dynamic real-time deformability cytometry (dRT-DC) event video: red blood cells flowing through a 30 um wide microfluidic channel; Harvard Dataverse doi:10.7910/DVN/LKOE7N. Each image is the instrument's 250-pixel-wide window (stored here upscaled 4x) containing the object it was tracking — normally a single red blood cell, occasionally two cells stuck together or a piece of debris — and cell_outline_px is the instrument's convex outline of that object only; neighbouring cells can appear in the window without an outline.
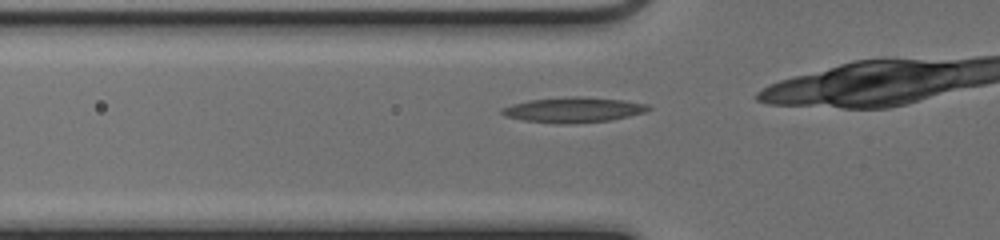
{"species": "common noctule bat (a hibernating species)", "species_latin": "Nyctalus noctula", "temperature_condition": "cold", "stored_images_in_passage": 25, "camera_frame_rate_fps": 3000, "um_per_image_px": 0.085, "animal": {"sex": "female", "body_mass_g": 17.0, "forearm_length_mm": 48.0}, "frame": {"image": 1, "passage_image": 2, "time_ms": 0.333, "image_size_px": [1000, 240], "cell_outline_px": [[652, 108], [644, 112], [628, 116], [608, 120], [572, 124], [556, 124], [524, 120], [504, 116], [500, 112], [500, 108], [512, 104], [528, 100], [572, 96], [584, 96], [624, 100], [648, 104]], "centroid_in_image_um": [48.71, 9.33], "position_along_channel_um": 77.1, "area_um2": 21.68}}
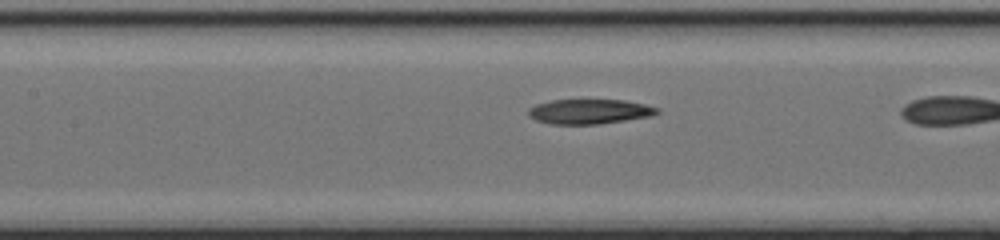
{"frame": {"image": 2, "passage_image": 8, "time_ms": 2.333, "image_size_px": [1000, 240], "cell_outline_px": [[660, 112], [652, 116], [600, 124], [552, 124], [536, 120], [528, 116], [528, 108], [536, 104], [552, 100], [624, 100], [644, 104], [660, 108]], "centroid_in_image_um": [50.11, 9.48], "position_along_channel_um": 157.3, "area_um2": 18.67}}
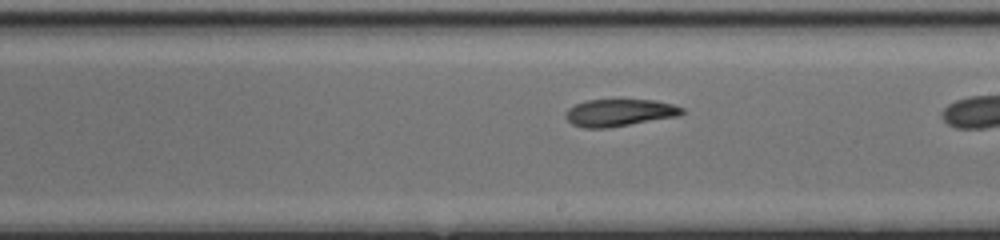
{"frame": {"image": 3, "passage_image": 14, "time_ms": 4.333, "image_size_px": [1000, 240], "cell_outline_px": [[684, 112], [680, 116], [608, 128], [584, 128], [572, 124], [564, 116], [564, 112], [568, 108], [576, 104], [588, 100], [656, 100], [672, 104], [684, 108]], "centroid_in_image_um": [52.65, 9.58], "position_along_channel_um": 236.3, "area_um2": 18.55}}